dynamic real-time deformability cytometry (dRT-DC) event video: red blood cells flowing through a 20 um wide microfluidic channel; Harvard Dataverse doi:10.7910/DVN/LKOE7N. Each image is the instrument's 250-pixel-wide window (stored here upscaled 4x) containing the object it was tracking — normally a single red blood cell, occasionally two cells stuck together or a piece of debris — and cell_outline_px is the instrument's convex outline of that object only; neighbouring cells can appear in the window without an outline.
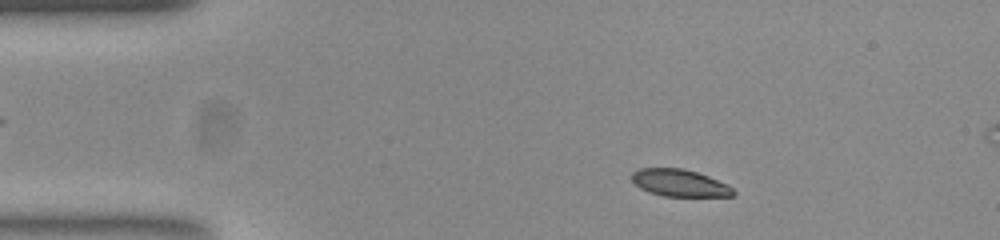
{"species": "common noctule bat (a hibernating species)", "species_latin": "Nyctalus noctula", "temperature_condition": "room temperature", "stored_images_in_passage": 50, "camera_frame_rate_fps": 3000, "um_per_image_px": 0.085, "animal": {"sex": "female", "body_mass_g": 23.0, "forearm_length_mm": 53.4}, "frame": {"image": 1, "passage_image": 5, "time_ms": 1.333, "image_size_px": [1000, 240], "cell_outline_px": [[736, 192], [732, 196], [664, 196], [648, 192], [640, 188], [628, 176], [632, 172], [640, 168], [684, 168], [708, 176], [728, 184]], "centroid_in_image_um": [57.74, 15.54], "position_along_channel_um": 27.3, "area_um2": 16.13}}
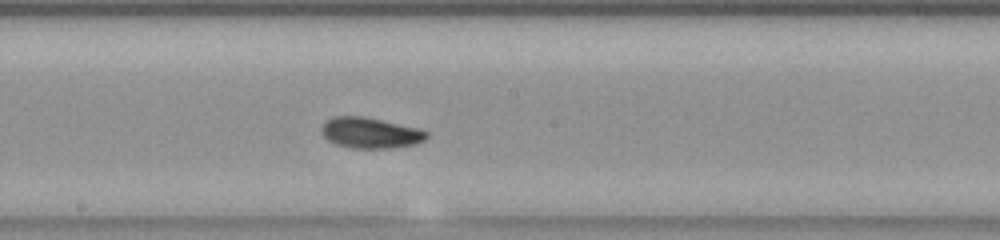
{"frame": {"image": 2, "passage_image": 25, "time_ms": 8.0, "image_size_px": [1000, 240], "cell_outline_px": [[428, 136], [424, 140], [416, 144], [392, 148], [352, 148], [336, 144], [328, 140], [324, 136], [320, 128], [332, 116], [364, 116], [416, 128], [428, 132]], "centroid_in_image_um": [31.47, 11.3], "position_along_channel_um": 216.7, "area_um2": 18.67}}
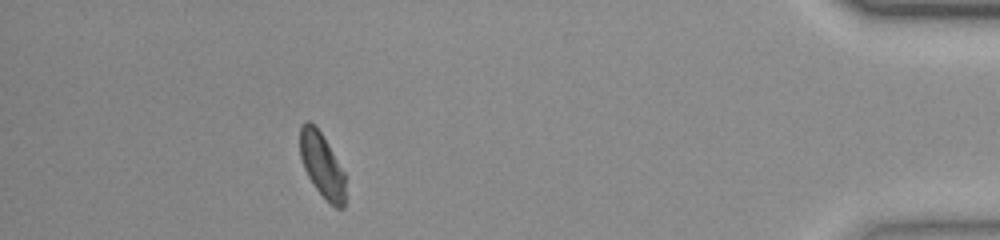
{"frame": {"image": 3, "passage_image": 45, "time_ms": 14.667, "image_size_px": [1000, 240], "cell_outline_px": [[344, 208], [336, 208], [316, 188], [308, 176], [304, 168], [300, 156], [300, 124], [304, 120], [308, 120], [324, 136], [344, 172]], "centroid_in_image_um": [27.34, 13.98], "position_along_channel_um": 407.9, "area_um2": 16.76}, "authors_computed_cell_mechanics": {"area_um2": 17.7446, "velocity_mm_per_s": 3.7375, "shape_relaxation_time_tau1_ms": 2.5449, "shape_relaxation_time_tau2_ms": 2.0519, "deformation_change_tau1": 0.1154, "deformation_change_tau2": 0.063}}